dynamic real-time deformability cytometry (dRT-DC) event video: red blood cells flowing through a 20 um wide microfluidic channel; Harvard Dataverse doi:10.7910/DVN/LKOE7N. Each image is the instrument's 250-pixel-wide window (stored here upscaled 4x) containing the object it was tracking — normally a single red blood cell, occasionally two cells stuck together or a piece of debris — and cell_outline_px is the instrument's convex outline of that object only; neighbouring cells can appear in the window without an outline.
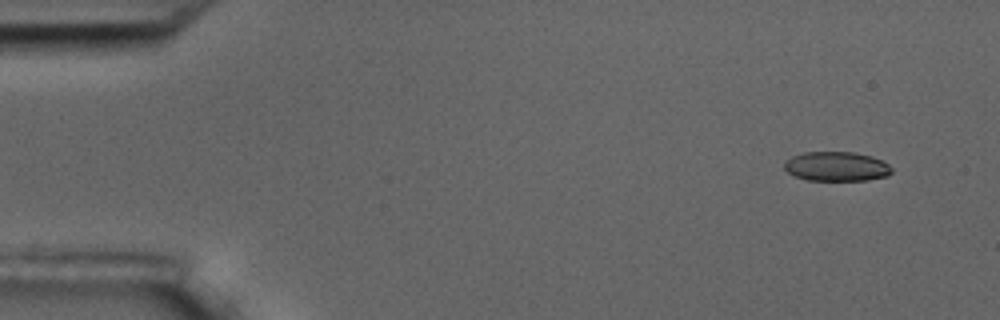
{"species": "common noctule bat (a hibernating species)", "species_latin": "Nyctalus noctula", "temperature_condition": "room temperature", "stored_images_in_passage": 9, "camera_frame_rate_fps": 3000, "um_per_image_px": 0.085, "animal": {"sex": "male", "body_mass_g": 17.5, "forearm_length_mm": 52.3}, "frame": {"image": 1, "passage_image": 1, "time_ms": 0.0, "image_size_px": [1000, 320], "cell_outline_px": [[892, 172], [888, 176], [868, 180], [808, 180], [796, 176], [788, 172], [784, 168], [784, 160], [792, 156], [804, 152], [852, 152], [872, 156], [888, 164], [892, 168]], "centroid_in_image_um": [71.1, 14.14], "position_along_channel_um": 13.9, "area_um2": 18.44}}
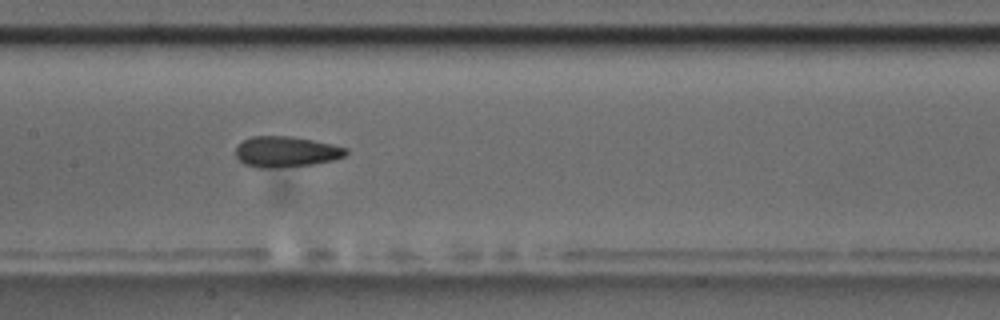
{"frame": {"image": 2, "passage_image": 8, "time_ms": 8.0, "image_size_px": [1000, 320], "cell_outline_px": [[348, 152], [344, 156], [332, 160], [312, 164], [276, 168], [256, 168], [244, 164], [236, 156], [236, 148], [244, 140], [252, 136], [292, 136], [332, 144], [348, 148]], "centroid_in_image_um": [24.31, 12.9], "position_along_channel_um": 183.1, "area_um2": 19.71}}
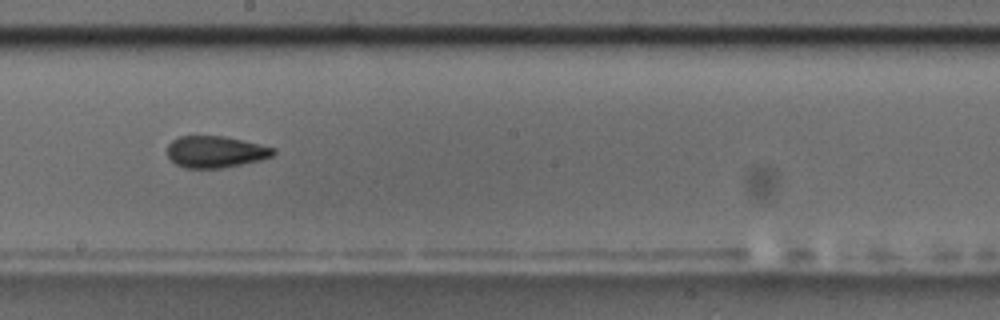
{"frame": {"image": 3, "passage_image": 9, "time_ms": 9.333, "image_size_px": [1000, 320], "cell_outline_px": [[276, 152], [272, 156], [260, 160], [220, 168], [184, 168], [176, 164], [168, 156], [168, 144], [172, 140], [180, 136], [224, 136], [276, 148]], "centroid_in_image_um": [18.31, 12.9], "position_along_channel_um": 229.9, "area_um2": 19.42}}